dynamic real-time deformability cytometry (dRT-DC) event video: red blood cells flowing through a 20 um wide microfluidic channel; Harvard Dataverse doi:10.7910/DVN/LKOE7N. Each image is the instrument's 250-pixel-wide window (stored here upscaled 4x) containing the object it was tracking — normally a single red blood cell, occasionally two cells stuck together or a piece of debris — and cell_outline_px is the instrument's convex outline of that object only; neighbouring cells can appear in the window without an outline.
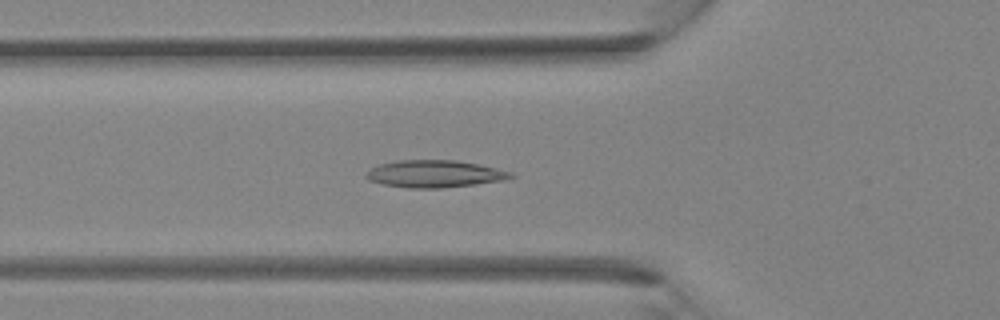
{"species": "Egyptian fruit bat (a non-hibernating species)", "species_latin": "Rousettus aegyptiacus", "temperature_condition": "room temperature", "stored_images_in_passage": 28, "camera_frame_rate_fps": 3000, "um_per_image_px": 0.085, "animal": {"sex": "female"}, "frame": {"image": 1, "passage_image": 2, "time_ms": 0.333, "image_size_px": [1000, 320], "cell_outline_px": [[516, 176], [504, 180], [440, 188], [408, 188], [384, 184], [368, 180], [364, 176], [364, 172], [380, 164], [400, 160], [456, 160], [476, 164], [512, 172]], "centroid_in_image_um": [36.9, 14.77], "position_along_channel_um": 88.9, "area_um2": 22.72}}
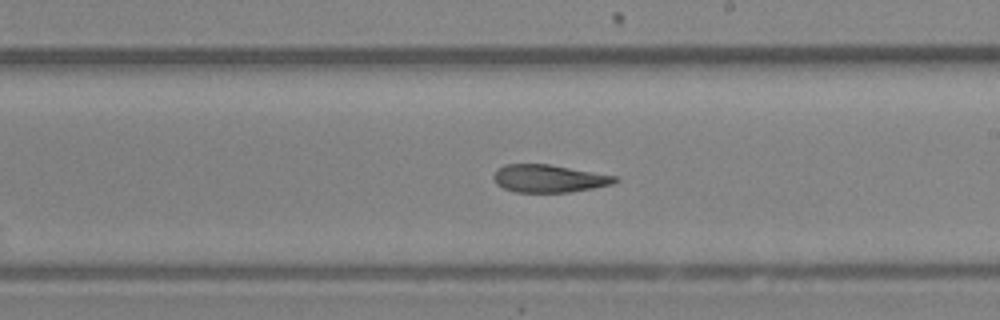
{"frame": {"image": 2, "passage_image": 11, "time_ms": 3.333, "image_size_px": [1000, 320], "cell_outline_px": [[620, 180], [612, 184], [592, 188], [568, 192], [516, 192], [504, 188], [496, 184], [492, 176], [504, 164], [548, 164], [616, 176]], "centroid_in_image_um": [46.65, 15.17], "position_along_channel_um": 242.4, "area_um2": 19.36}}
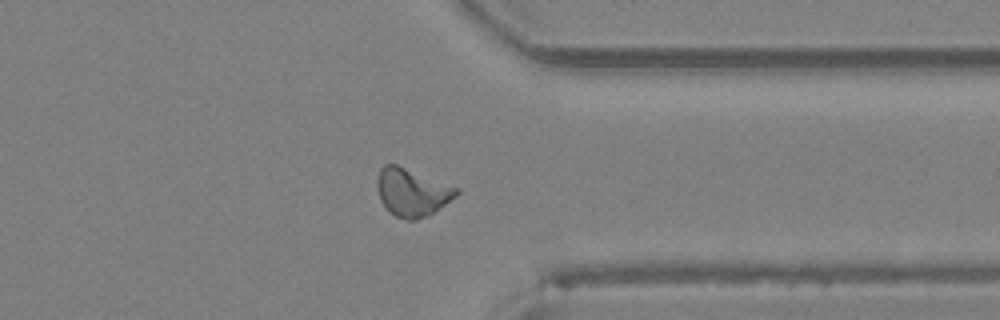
{"frame": {"image": 3, "passage_image": 19, "time_ms": 6.0, "image_size_px": [1000, 320], "cell_outline_px": [[460, 192], [456, 196], [428, 216], [416, 220], [408, 220], [396, 216], [380, 200], [376, 184], [376, 180], [380, 168], [384, 164], [396, 164], [460, 188]], "centroid_in_image_um": [35.03, 16.33], "position_along_channel_um": 376.4, "area_um2": 21.96}}